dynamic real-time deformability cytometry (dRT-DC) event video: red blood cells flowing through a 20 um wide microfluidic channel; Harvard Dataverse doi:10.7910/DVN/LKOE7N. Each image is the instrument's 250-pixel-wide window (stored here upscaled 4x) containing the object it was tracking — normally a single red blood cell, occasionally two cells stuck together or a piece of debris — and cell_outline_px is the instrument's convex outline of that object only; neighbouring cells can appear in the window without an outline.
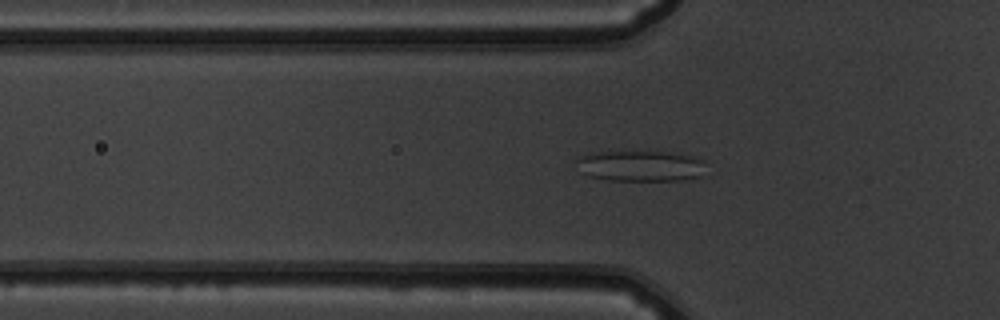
{"species": "common noctule bat (a hibernating species)", "species_latin": "Nyctalus noctula", "temperature_condition": "warm", "stored_images_in_passage": 49, "segment_of_instrument_passage": [1, 2], "camera_frame_rate_fps": 3000, "um_per_image_px": 0.085, "animal": {"sex": "male", "body_mass_g": 19.5, "forearm_length_mm": 54.6}, "frame": {"image": 1, "passage_image": 17, "time_ms": 5.333, "image_size_px": [1000, 320], "cell_outline_px": [[704, 160], [700, 176], [692, 180], [608, 180], [588, 176], [580, 172], [576, 160], [580, 156], [588, 152], [680, 152]], "centroid_in_image_um": [54.43, 14.1], "position_along_channel_um": 71.4, "area_um2": 23.41}}
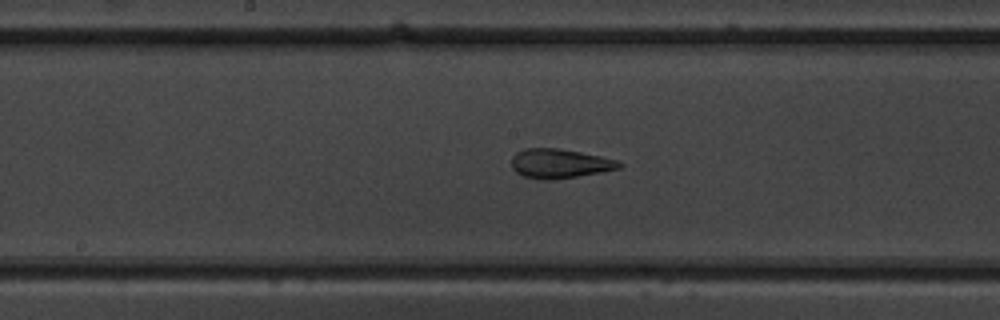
{"frame": {"image": 2, "passage_image": 27, "time_ms": 8.667, "image_size_px": [1000, 320], "cell_outline_px": [[624, 164], [620, 168], [600, 172], [552, 180], [544, 180], [524, 176], [516, 172], [512, 168], [512, 156], [516, 152], [524, 148], [560, 148], [600, 156], [616, 160]], "centroid_in_image_um": [47.55, 13.89], "position_along_channel_um": 200.7, "area_um2": 18.32}}
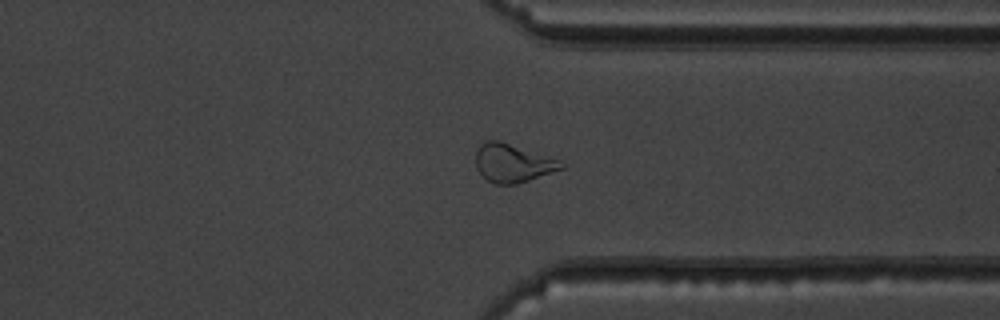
{"frame": {"image": 3, "passage_image": 40, "time_ms": 13.0, "image_size_px": [1000, 320], "cell_outline_px": [[568, 164], [564, 168], [516, 184], [496, 184], [488, 180], [476, 168], [476, 152], [480, 144], [484, 140], [500, 140], [560, 160]], "centroid_in_image_um": [43.59, 13.84], "position_along_channel_um": 367.8, "area_um2": 19.07}}